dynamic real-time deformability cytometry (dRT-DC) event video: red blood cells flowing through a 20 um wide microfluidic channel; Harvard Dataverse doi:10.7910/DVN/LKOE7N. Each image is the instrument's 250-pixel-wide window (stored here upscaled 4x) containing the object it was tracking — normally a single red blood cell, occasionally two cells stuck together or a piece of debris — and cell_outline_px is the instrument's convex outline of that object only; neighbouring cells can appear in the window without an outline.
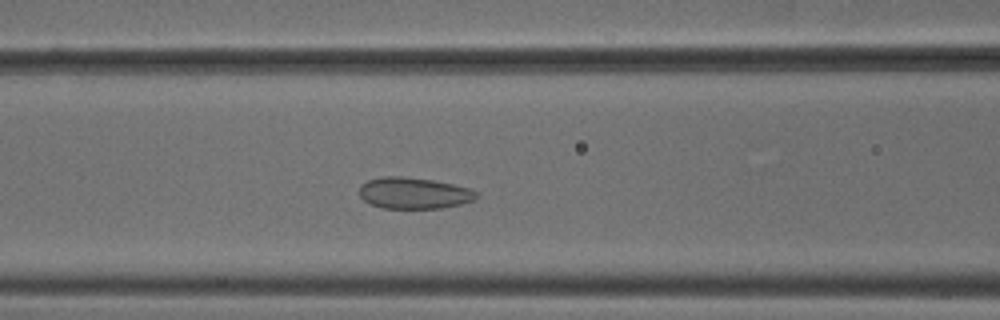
{"species": "common noctule bat (a hibernating species)", "species_latin": "Nyctalus noctula", "temperature_condition": "cold", "stored_images_in_passage": 40, "camera_frame_rate_fps": 3000, "um_per_image_px": 0.085, "animal": {"sex": "male", "body_mass_g": 18.8}, "frame": {"image": 1, "passage_image": 16, "time_ms": 5.0, "image_size_px": [1000, 320], "cell_outline_px": [[480, 196], [472, 200], [460, 204], [440, 208], [380, 208], [368, 204], [360, 196], [360, 184], [368, 180], [384, 176], [404, 176], [432, 180], [452, 184], [468, 188], [476, 192]], "centroid_in_image_um": [35.14, 16.41], "position_along_channel_um": 131.5, "area_um2": 21.39}}
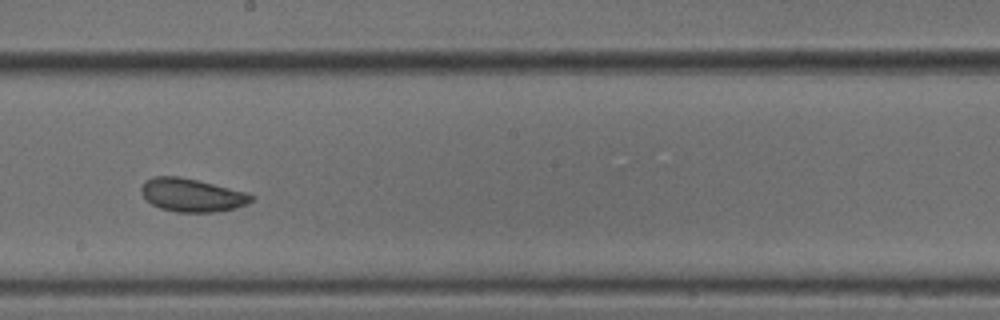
{"frame": {"image": 2, "passage_image": 24, "time_ms": 7.667, "image_size_px": [1000, 320], "cell_outline_px": [[256, 196], [248, 204], [216, 212], [176, 212], [160, 208], [152, 204], [140, 192], [140, 188], [144, 180], [152, 176], [180, 176], [244, 192]], "centroid_in_image_um": [16.26, 16.58], "position_along_channel_um": 231.9, "area_um2": 21.15}}
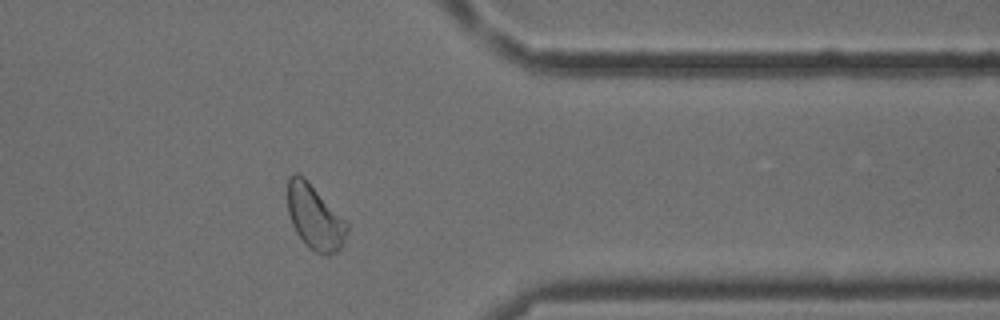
{"frame": {"image": 3, "passage_image": 37, "time_ms": 12.0, "image_size_px": [1000, 320], "cell_outline_px": [[348, 232], [340, 248], [336, 252], [328, 256], [316, 252], [308, 248], [304, 244], [296, 232], [292, 224], [288, 212], [288, 176], [296, 172], [304, 176], [348, 224]], "centroid_in_image_um": [26.74, 18.47], "position_along_channel_um": 384.7, "area_um2": 22.31}, "authors_computed_cell_mechanics": {"area_um2": 21.7617, "velocity_mm_per_s": 3.7665, "shape_relaxation_time_tau1_ms": 8.9454, "shape_relaxation_time_tau2_ms": 1.0729, "deformation_change_tau1": 0.0682, "deformation_change_tau2": 0.0536}}